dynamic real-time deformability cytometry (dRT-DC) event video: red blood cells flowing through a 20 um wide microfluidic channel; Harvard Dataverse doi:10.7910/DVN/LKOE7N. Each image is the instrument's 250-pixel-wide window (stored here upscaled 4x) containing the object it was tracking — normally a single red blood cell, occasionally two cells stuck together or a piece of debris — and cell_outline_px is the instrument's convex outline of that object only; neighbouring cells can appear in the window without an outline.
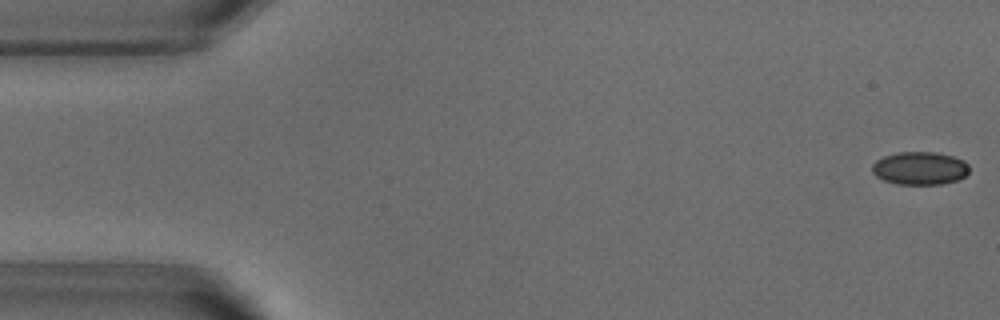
{"species": "common noctule bat (a hibernating species)", "species_latin": "Nyctalus noctula", "temperature_condition": "warm", "stored_images_in_passage": 52, "camera_frame_rate_fps": 3000, "um_per_image_px": 0.085, "animal": {"sex": "male", "body_mass_g": 18.8}, "frame": {"image": 1, "passage_image": 1, "time_ms": 0.0, "image_size_px": [1000, 320], "cell_outline_px": [[968, 172], [960, 180], [940, 184], [896, 184], [884, 180], [876, 176], [872, 172], [872, 164], [876, 160], [884, 156], [896, 152], [936, 152], [952, 156], [964, 160], [968, 164]], "centroid_in_image_um": [78.18, 14.3], "position_along_channel_um": 6.8, "area_um2": 18.79}}
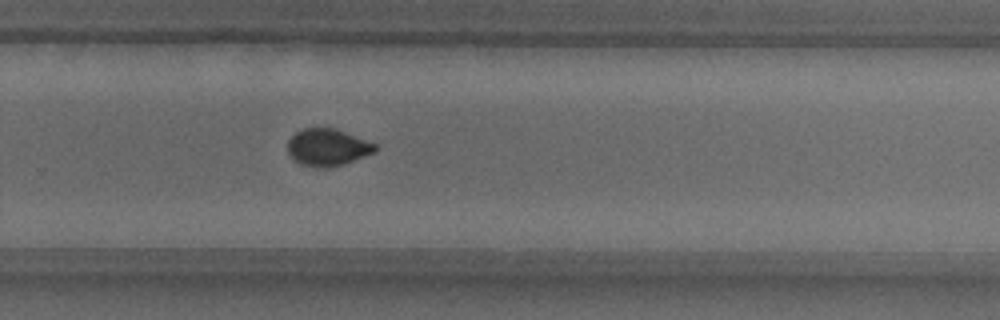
{"frame": {"image": 2, "passage_image": 34, "time_ms": 11.0, "image_size_px": [1000, 320], "cell_outline_px": [[380, 148], [376, 152], [340, 164], [324, 168], [316, 168], [300, 164], [292, 160], [288, 152], [288, 140], [300, 128], [336, 128], [376, 144]], "centroid_in_image_um": [27.82, 12.52], "position_along_channel_um": 302.0, "area_um2": 18.96}}
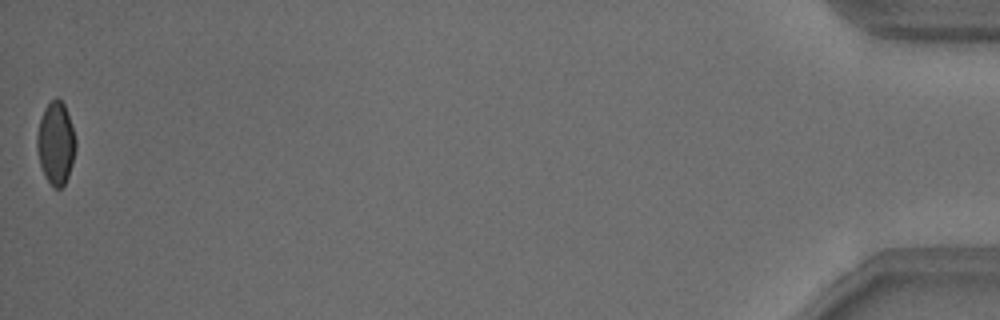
{"frame": {"image": 3, "passage_image": 52, "time_ms": 17.0, "image_size_px": [1000, 320], "cell_outline_px": [[76, 148], [72, 164], [68, 176], [64, 184], [60, 188], [52, 188], [44, 176], [40, 164], [36, 148], [36, 136], [40, 120], [44, 108], [56, 96], [64, 104], [76, 140]], "centroid_in_image_um": [4.73, 12.2], "position_along_channel_um": 430.5, "area_um2": 18.61}, "authors_computed_cell_mechanics": {"area_um2": 19.2474, "velocity_mm_per_s": 3.8318, "shape_relaxation_time_tau1_ms": 4.0763, "shape_relaxation_time_tau2_ms": null, "deformation_change_tau1": 0.09, "deformation_change_tau2": null}}